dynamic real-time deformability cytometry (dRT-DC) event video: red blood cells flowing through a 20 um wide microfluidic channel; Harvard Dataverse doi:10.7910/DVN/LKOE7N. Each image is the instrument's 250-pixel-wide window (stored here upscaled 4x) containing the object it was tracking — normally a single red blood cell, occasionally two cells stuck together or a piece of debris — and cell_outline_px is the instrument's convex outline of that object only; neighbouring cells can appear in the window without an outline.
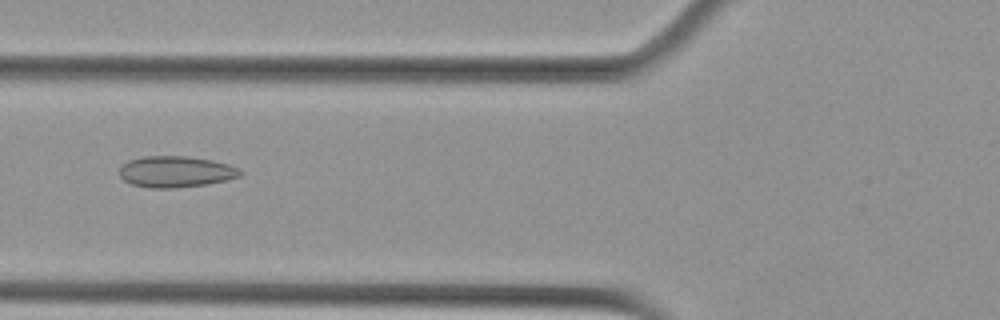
{"species": "Egyptian fruit bat (a non-hibernating species)", "species_latin": "Rousettus aegyptiacus", "temperature_condition": "cold", "stored_images_in_passage": 41, "camera_frame_rate_fps": 3000, "um_per_image_px": 0.085, "animal": {"sex": "female"}, "frame": {"image": 1, "passage_image": 8, "time_ms": 2.333, "image_size_px": [1000, 320], "cell_outline_px": [[244, 172], [240, 176], [228, 180], [208, 184], [176, 188], [148, 188], [132, 184], [124, 180], [120, 176], [120, 168], [128, 160], [144, 156], [188, 156], [212, 160], [228, 164], [240, 168]], "centroid_in_image_um": [14.98, 14.6], "position_along_channel_um": 110.8, "area_um2": 22.2}}
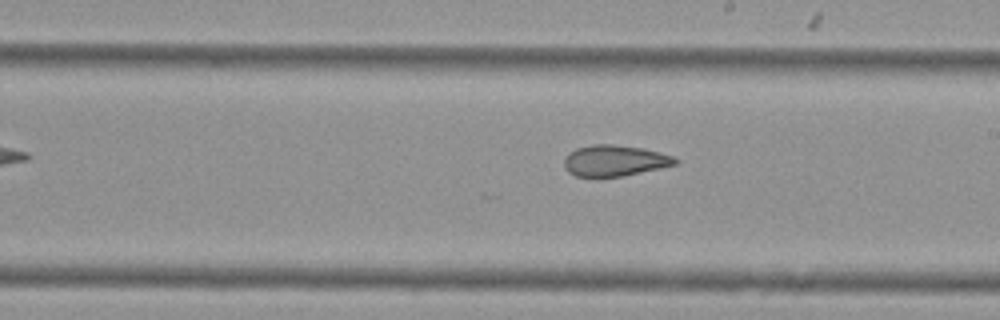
{"frame": {"image": 2, "passage_image": 18, "time_ms": 5.667, "image_size_px": [1000, 320], "cell_outline_px": [[680, 160], [676, 164], [660, 168], [624, 176], [576, 176], [568, 172], [564, 168], [564, 160], [568, 152], [576, 148], [592, 144], [612, 144], [644, 148], [660, 152], [672, 156]], "centroid_in_image_um": [52.24, 13.64], "position_along_channel_um": 236.8, "area_um2": 20.17}}
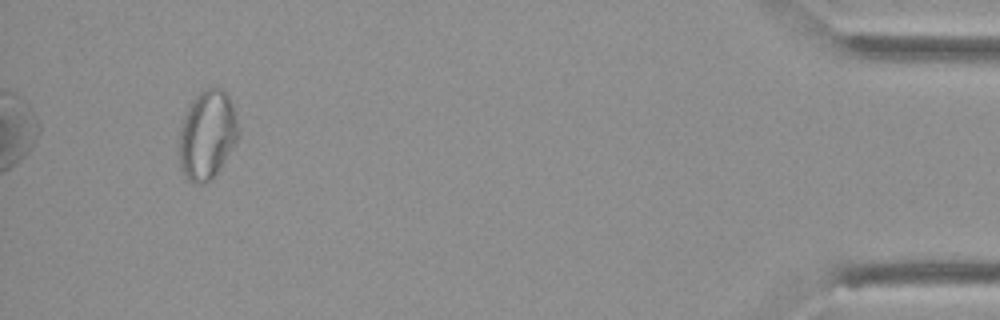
{"frame": {"image": 3, "passage_image": 38, "time_ms": 12.333, "image_size_px": [1000, 320], "cell_outline_px": [[240, 132], [236, 140], [224, 160], [216, 172], [204, 184], [192, 184], [184, 176], [180, 168], [180, 124], [192, 100], [204, 88], [212, 84], [216, 84], [224, 88], [232, 104]], "centroid_in_image_um": [17.6, 11.4], "position_along_channel_um": 417.6, "area_um2": 30.69}, "authors_computed_cell_mechanics": {"area_um2": 22.1952, "velocity_mm_per_s": 3.7833, "shape_relaxation_time_tau1_ms": null, "shape_relaxation_time_tau2_ms": 2.7752, "deformation_change_tau1": null, "deformation_change_tau2": 0.0809}}